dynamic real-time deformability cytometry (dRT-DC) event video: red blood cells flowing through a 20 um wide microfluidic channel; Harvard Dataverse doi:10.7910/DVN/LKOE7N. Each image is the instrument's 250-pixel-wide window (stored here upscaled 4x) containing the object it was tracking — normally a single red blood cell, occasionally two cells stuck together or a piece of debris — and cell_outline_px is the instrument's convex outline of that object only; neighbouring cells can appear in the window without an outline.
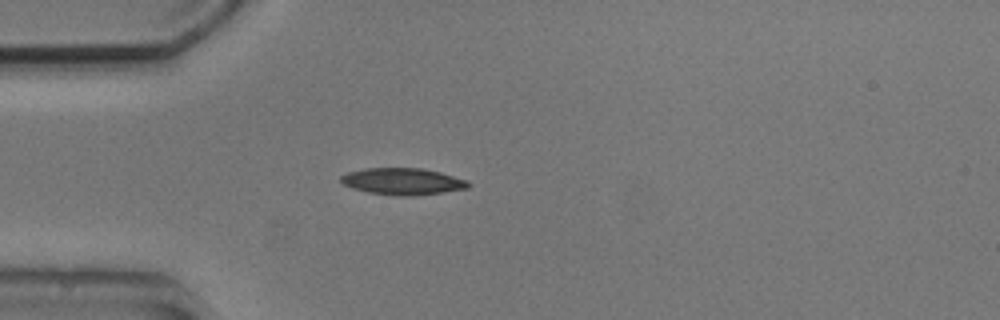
{"species": "common noctule bat (a hibernating species)", "species_latin": "Nyctalus noctula", "temperature_condition": "cold", "stored_images_in_passage": 1, "camera_frame_rate_fps": 3000, "um_per_image_px": 0.085, "animal": {"sex": "male", "body_mass_g": 20.5, "forearm_length_mm": 52.5}, "frame": {"image": 1, "passage_image": 1, "time_ms": 0.0, "image_size_px": [1000, 320], "cell_outline_px": [[472, 184], [468, 188], [412, 196], [396, 196], [368, 192], [352, 188], [344, 184], [340, 180], [340, 176], [348, 172], [364, 168], [424, 168], [440, 172], [468, 180]], "centroid_in_image_um": [34.23, 15.41], "position_along_channel_um": 50.8, "area_um2": 19.88}}